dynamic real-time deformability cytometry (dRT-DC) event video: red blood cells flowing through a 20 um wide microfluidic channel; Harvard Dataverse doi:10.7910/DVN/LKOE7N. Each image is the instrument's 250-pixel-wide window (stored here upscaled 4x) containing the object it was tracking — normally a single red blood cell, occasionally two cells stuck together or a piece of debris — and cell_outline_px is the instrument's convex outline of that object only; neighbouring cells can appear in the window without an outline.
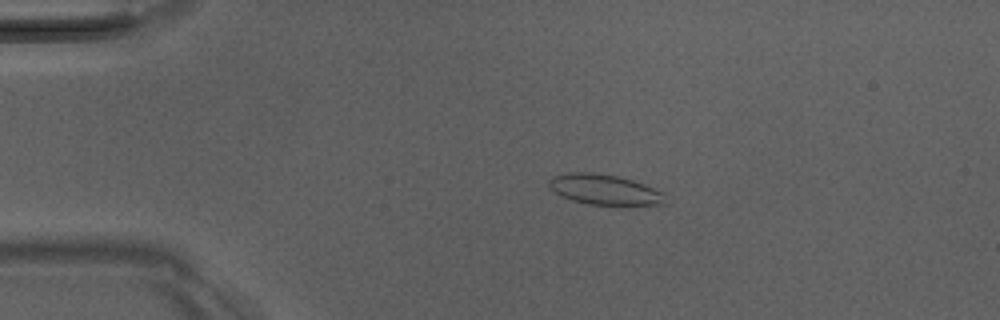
{"species": "Egyptian fruit bat (a non-hibernating species)", "species_latin": "Rousettus aegyptiacus", "temperature_condition": "room temperature", "stored_images_in_passage": 45, "camera_frame_rate_fps": 3000, "um_per_image_px": 0.085, "animal": {"sex": "male"}, "frame": {"image": 1, "passage_image": 5, "time_ms": 1.333, "image_size_px": [1000, 320], "cell_outline_px": [[668, 204], [620, 208], [588, 204], [572, 200], [560, 196], [548, 188], [548, 180], [552, 176], [568, 172], [592, 172], [620, 176], [644, 184], [664, 192]], "centroid_in_image_um": [51.44, 16.17], "position_along_channel_um": 33.6, "area_um2": 21.85}}
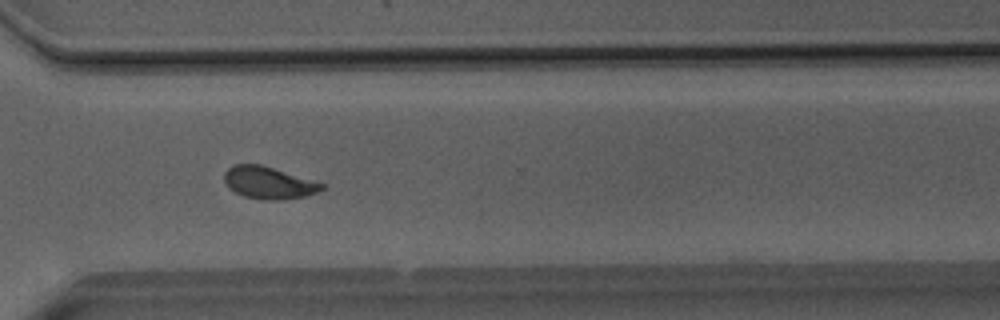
{"frame": {"image": 2, "passage_image": 32, "time_ms": 10.333, "image_size_px": [1000, 320], "cell_outline_px": [[328, 188], [304, 196], [284, 200], [264, 200], [244, 196], [228, 188], [224, 180], [224, 172], [232, 164], [260, 164], [328, 184]], "centroid_in_image_um": [22.87, 15.53], "position_along_channel_um": 347.7, "area_um2": 18.55}}
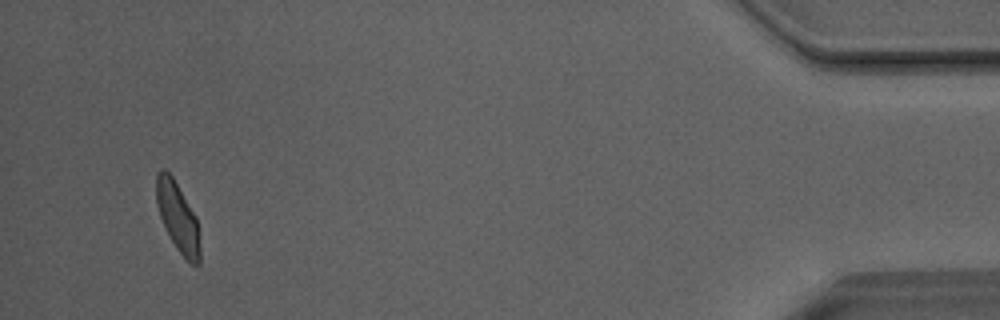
{"frame": {"image": 3, "passage_image": 43, "time_ms": 14.0, "image_size_px": [1000, 320], "cell_outline_px": [[200, 264], [192, 264], [176, 248], [160, 216], [156, 204], [156, 176], [160, 168], [164, 168], [172, 176], [196, 216], [200, 248]], "centroid_in_image_um": [15.1, 18.42], "position_along_channel_um": 420.1, "area_um2": 17.28}, "authors_computed_cell_mechanics": {"area_um2": 18.5538, "velocity_mm_per_s": 4.044, "shape_relaxation_time_tau1_ms": 2.5784, "shape_relaxation_time_tau2_ms": 1.0324, "deformation_change_tau1": 0.1281, "deformation_change_tau2": 0.074}}